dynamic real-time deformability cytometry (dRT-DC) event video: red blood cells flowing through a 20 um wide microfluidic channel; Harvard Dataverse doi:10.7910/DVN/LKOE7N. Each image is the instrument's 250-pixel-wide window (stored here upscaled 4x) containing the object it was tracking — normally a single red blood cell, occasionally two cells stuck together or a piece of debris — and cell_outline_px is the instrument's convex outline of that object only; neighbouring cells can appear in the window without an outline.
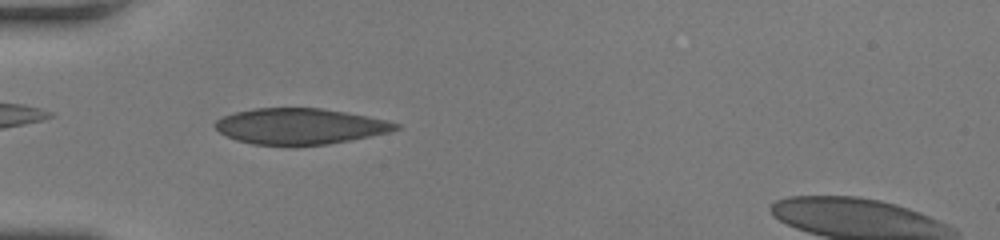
{"species": "human", "species_latin": "Homo sapiens", "temperature_condition": "room temperature", "stored_images_in_passage": 35, "camera_frame_rate_fps": 3000, "um_per_image_px": 0.085, "donor": {"sex": "female"}, "frame": {"image": 1, "passage_image": 2, "time_ms": 0.333, "image_size_px": [1000, 240], "cell_outline_px": [[400, 128], [388, 132], [352, 140], [328, 144], [252, 144], [236, 140], [220, 132], [212, 124], [216, 120], [224, 116], [236, 112], [252, 108], [320, 108], [344, 112], [384, 120], [400, 124]], "centroid_in_image_um": [25.47, 10.72], "position_along_channel_um": 59.5, "area_um2": 37.17}}
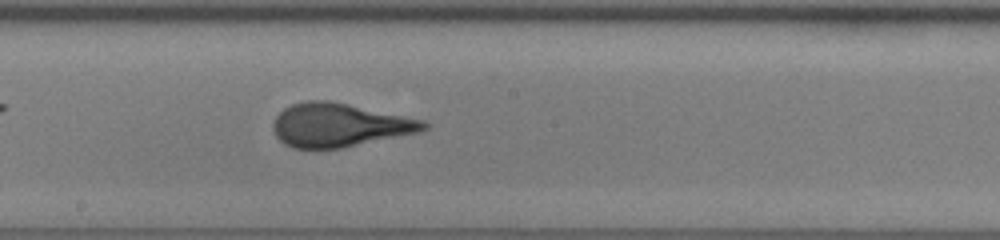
{"frame": {"image": 2, "passage_image": 14, "time_ms": 4.333, "image_size_px": [1000, 240], "cell_outline_px": [[428, 128], [420, 132], [340, 148], [292, 148], [284, 144], [276, 136], [272, 128], [272, 124], [276, 116], [284, 108], [292, 104], [308, 100], [328, 100], [348, 104], [424, 120], [428, 124]], "centroid_in_image_um": [28.82, 10.63], "position_along_channel_um": 219.4, "area_um2": 38.03}}
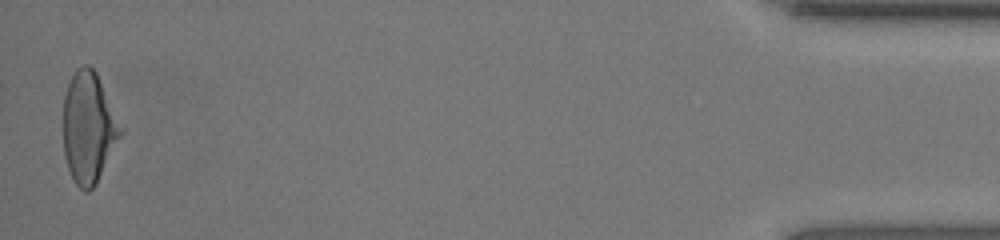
{"frame": {"image": 3, "passage_image": 35, "time_ms": 11.333, "image_size_px": [1000, 240], "cell_outline_px": [[124, 132], [96, 184], [88, 192], [84, 192], [76, 184], [68, 168], [64, 156], [64, 96], [68, 84], [76, 68], [84, 64], [88, 64], [96, 72]], "centroid_in_image_um": [7.53, 10.86], "position_along_channel_um": 427.7, "area_um2": 36.88}, "authors_computed_cell_mechanics": {"area_um2": 37.9746, "velocity_mm_per_s": 4.1941, "shape_relaxation_time_tau1_ms": 8.4377, "shape_relaxation_time_tau2_ms": null, "deformation_change_tau1": 0.2451, "deformation_change_tau2": null}}